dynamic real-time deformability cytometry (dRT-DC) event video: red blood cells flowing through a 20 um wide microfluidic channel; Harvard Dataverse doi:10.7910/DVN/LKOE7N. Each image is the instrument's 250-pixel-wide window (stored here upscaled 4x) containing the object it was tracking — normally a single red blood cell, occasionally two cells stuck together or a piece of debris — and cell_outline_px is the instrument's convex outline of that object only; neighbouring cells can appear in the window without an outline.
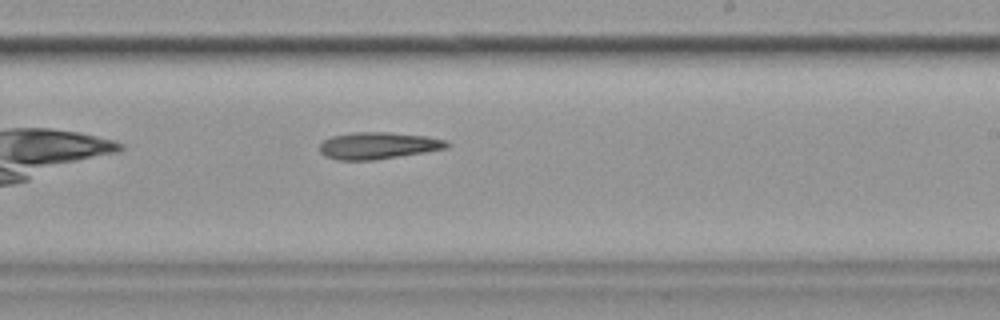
{"species": "common noctule bat (a hibernating species)", "species_latin": "Nyctalus noctula", "temperature_condition": "cold", "stored_images_in_passage": 38, "camera_frame_rate_fps": 3000, "um_per_image_px": 0.085, "animal": {"sex": "female", "body_mass_g": 19.9}, "frame": {"image": 1, "passage_image": 17, "time_ms": 5.333, "image_size_px": [1000, 320], "cell_outline_px": [[452, 144], [448, 148], [376, 160], [336, 160], [324, 156], [320, 152], [320, 144], [324, 140], [332, 136], [352, 132], [388, 132], [428, 136], [448, 140]], "centroid_in_image_um": [32.17, 12.37], "position_along_channel_um": 256.8, "area_um2": 20.17}}